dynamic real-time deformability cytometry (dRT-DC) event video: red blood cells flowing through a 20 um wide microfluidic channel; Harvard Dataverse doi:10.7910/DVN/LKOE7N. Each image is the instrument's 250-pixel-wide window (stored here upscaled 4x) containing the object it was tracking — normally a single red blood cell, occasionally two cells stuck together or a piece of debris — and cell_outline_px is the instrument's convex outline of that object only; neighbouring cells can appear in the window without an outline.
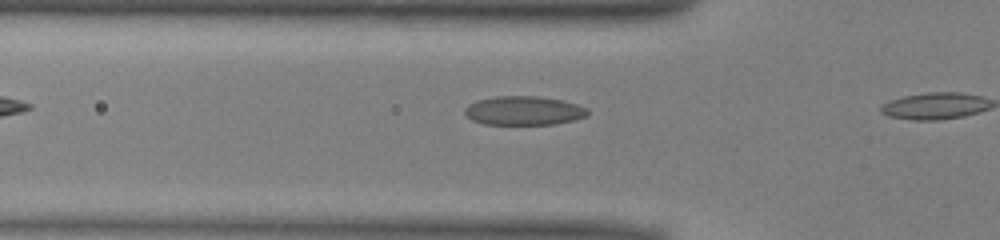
{"species": "common noctule bat (a hibernating species)", "species_latin": "Nyctalus noctula", "temperature_condition": "warm", "stored_images_in_passage": 3, "camera_frame_rate_fps": 3000, "um_per_image_px": 0.085, "animal": {"sex": "male", "body_mass_g": 13.0, "forearm_length_mm": 53.1}, "frame": {"image": 1, "passage_image": 2, "time_ms": 0.333, "image_size_px": [1000, 240], "cell_outline_px": [[588, 116], [572, 120], [552, 124], [484, 124], [472, 120], [464, 112], [464, 108], [468, 104], [476, 100], [496, 96], [540, 96], [560, 100], [576, 104], [588, 108]], "centroid_in_image_um": [44.5, 9.4], "position_along_channel_um": 81.3, "area_um2": 20.69}}